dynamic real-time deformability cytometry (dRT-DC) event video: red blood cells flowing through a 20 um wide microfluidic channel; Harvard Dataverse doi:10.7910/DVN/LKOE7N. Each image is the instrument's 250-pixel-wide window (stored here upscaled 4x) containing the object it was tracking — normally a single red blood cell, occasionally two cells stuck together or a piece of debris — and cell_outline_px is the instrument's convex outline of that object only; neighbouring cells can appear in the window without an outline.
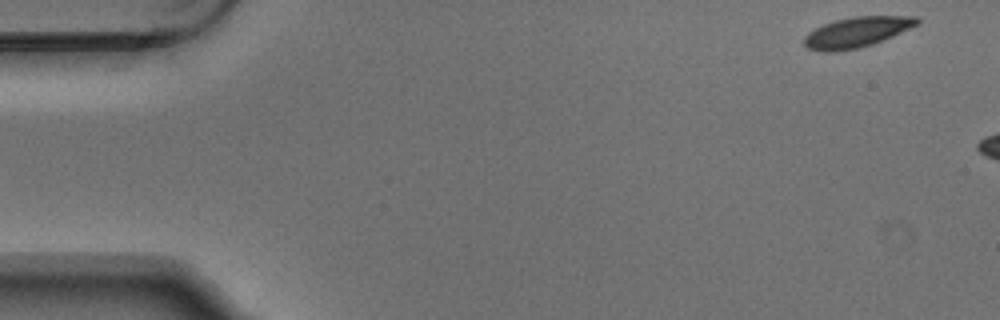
{"species": "Egyptian fruit bat (a non-hibernating species)", "species_latin": "Rousettus aegyptiacus", "temperature_condition": "warm", "stored_images_in_passage": 4, "camera_frame_rate_fps": 3000, "um_per_image_px": 0.085, "animal": {"sex": "male"}, "frame": {"image": 1, "passage_image": 1, "time_ms": 0.0, "image_size_px": [1000, 320], "cell_outline_px": [[920, 20], [916, 24], [908, 28], [872, 44], [856, 48], [836, 52], [824, 52], [808, 48], [804, 44], [804, 36], [808, 32], [824, 24], [836, 20], [852, 16], [916, 16]], "centroid_in_image_um": [72.76, 2.73], "position_along_channel_um": 12.2, "area_um2": 19.54}}